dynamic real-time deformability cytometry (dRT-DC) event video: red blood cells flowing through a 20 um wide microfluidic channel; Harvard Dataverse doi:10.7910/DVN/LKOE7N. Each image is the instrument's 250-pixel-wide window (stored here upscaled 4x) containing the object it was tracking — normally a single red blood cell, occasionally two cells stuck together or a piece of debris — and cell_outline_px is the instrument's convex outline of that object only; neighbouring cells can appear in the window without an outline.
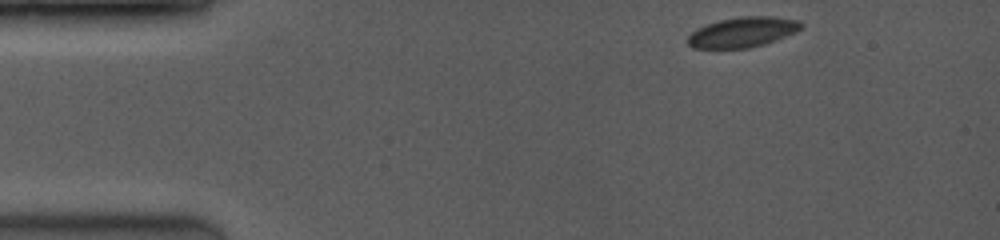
{"species": "common noctule bat (a hibernating species)", "species_latin": "Nyctalus noctula", "temperature_condition": "room temperature", "stored_images_in_passage": 50, "camera_frame_rate_fps": 3500, "um_per_image_px": 0.085, "animal": {"sex": "female", "body_mass_g": 19.0, "forearm_length_mm": 53.3}, "frame": {"image": 1, "passage_image": 1, "time_ms": 0.0, "image_size_px": [1000, 240], "cell_outline_px": [[804, 24], [796, 32], [776, 40], [764, 44], [748, 48], [692, 48], [688, 44], [688, 36], [692, 32], [708, 24], [720, 20], [740, 16], [772, 16], [800, 20]], "centroid_in_image_um": [63.16, 2.73], "position_along_channel_um": 21.8, "area_um2": 19.83}}
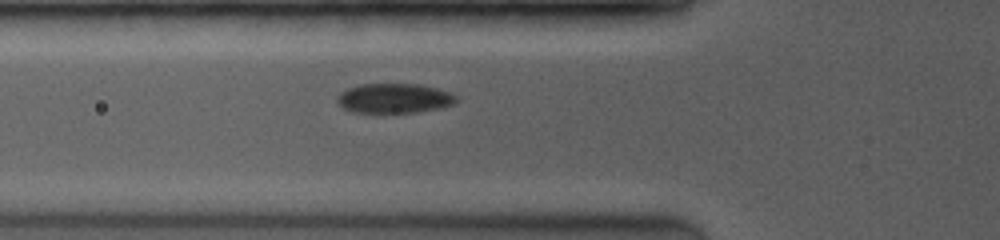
{"frame": {"image": 2, "passage_image": 15, "time_ms": 3.714, "image_size_px": [1000, 240], "cell_outline_px": [[460, 100], [456, 104], [440, 108], [416, 112], [352, 112], [344, 108], [336, 100], [336, 96], [340, 92], [348, 88], [360, 84], [420, 84], [436, 88], [448, 92], [456, 96]], "centroid_in_image_um": [33.53, 8.35], "position_along_channel_um": 92.3, "area_um2": 20.63}}
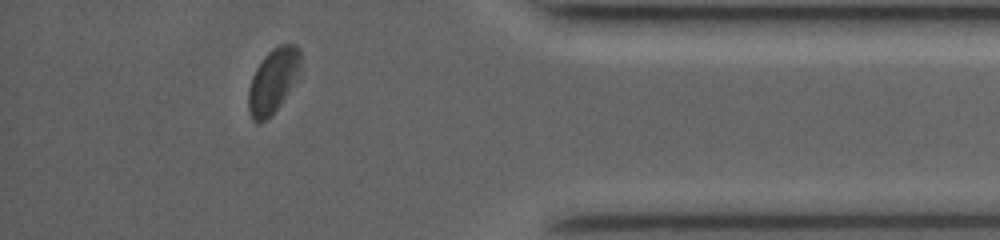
{"frame": {"image": 3, "passage_image": 46, "time_ms": 12.0, "image_size_px": [1000, 240], "cell_outline_px": [[300, 72], [280, 104], [264, 120], [256, 124], [252, 120], [248, 112], [248, 88], [252, 76], [256, 68], [264, 56], [272, 48], [280, 44], [296, 44], [300, 48]], "centroid_in_image_um": [23.19, 6.83], "position_along_channel_um": 412.0, "area_um2": 19.48}, "authors_computed_cell_mechanics": {"area_um2": 20.6924, "velocity_mm_per_s": 4.0753, "shape_relaxation_time_tau1_ms": 3.3202, "shape_relaxation_time_tau2_ms": null, "deformation_change_tau1": 0.1147, "deformation_change_tau2": null}}